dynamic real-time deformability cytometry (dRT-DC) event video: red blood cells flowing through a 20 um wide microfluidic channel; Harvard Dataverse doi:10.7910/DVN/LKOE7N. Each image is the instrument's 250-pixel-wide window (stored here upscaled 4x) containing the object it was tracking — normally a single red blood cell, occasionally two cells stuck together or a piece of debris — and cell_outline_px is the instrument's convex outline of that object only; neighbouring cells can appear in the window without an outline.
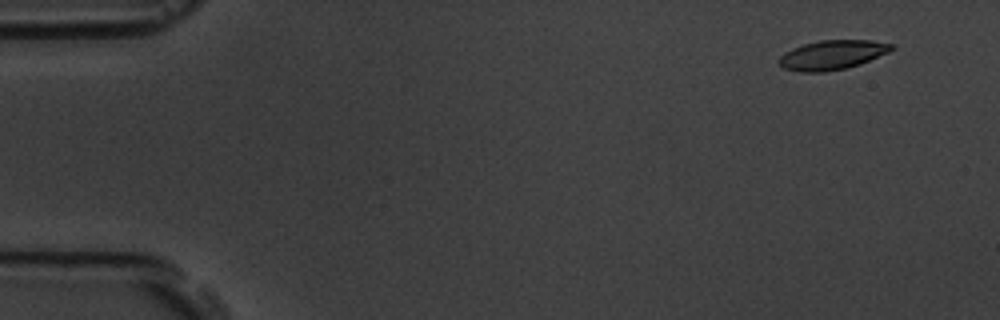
{"species": "common noctule bat (a hibernating species)", "species_latin": "Nyctalus noctula", "temperature_condition": "room temperature", "stored_images_in_passage": 5, "camera_frame_rate_fps": 3000, "um_per_image_px": 0.085, "animal": {"sex": "male", "body_mass_g": 19.5, "forearm_length_mm": 54.6}, "frame": {"image": 1, "passage_image": 1, "time_ms": 0.0, "image_size_px": [1000, 320], "cell_outline_px": [[896, 48], [888, 52], [860, 64], [844, 68], [824, 72], [800, 72], [784, 68], [776, 60], [780, 56], [792, 48], [804, 44], [820, 40], [872, 40], [892, 44]], "centroid_in_image_um": [70.73, 4.66], "position_along_channel_um": 14.3, "area_um2": 19.19}}